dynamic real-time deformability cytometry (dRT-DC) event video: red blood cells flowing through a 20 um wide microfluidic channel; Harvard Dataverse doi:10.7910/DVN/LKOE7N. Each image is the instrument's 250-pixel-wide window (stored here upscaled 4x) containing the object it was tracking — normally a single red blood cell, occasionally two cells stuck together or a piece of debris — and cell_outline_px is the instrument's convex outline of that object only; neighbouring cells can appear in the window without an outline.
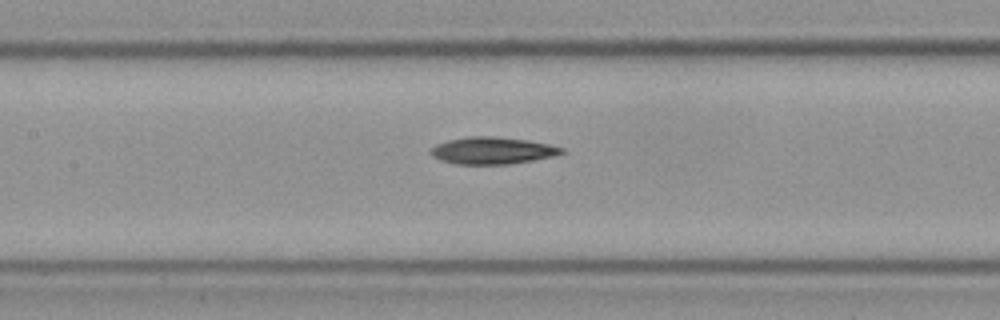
{"species": "Egyptian fruit bat (a non-hibernating species)", "species_latin": "Rousettus aegyptiacus", "temperature_condition": "cold", "stored_images_in_passage": 10, "camera_frame_rate_fps": 3000, "um_per_image_px": 0.085, "frame": {"image": 1, "passage_image": 10, "time_ms": 3.0, "image_size_px": [1000, 320], "cell_outline_px": [[564, 152], [552, 156], [532, 160], [508, 164], [456, 164], [440, 160], [432, 156], [428, 152], [436, 144], [448, 140], [468, 136], [496, 136], [528, 140], [548, 144], [564, 148]], "centroid_in_image_um": [41.81, 12.79], "position_along_channel_um": 165.6, "area_um2": 20.58}}